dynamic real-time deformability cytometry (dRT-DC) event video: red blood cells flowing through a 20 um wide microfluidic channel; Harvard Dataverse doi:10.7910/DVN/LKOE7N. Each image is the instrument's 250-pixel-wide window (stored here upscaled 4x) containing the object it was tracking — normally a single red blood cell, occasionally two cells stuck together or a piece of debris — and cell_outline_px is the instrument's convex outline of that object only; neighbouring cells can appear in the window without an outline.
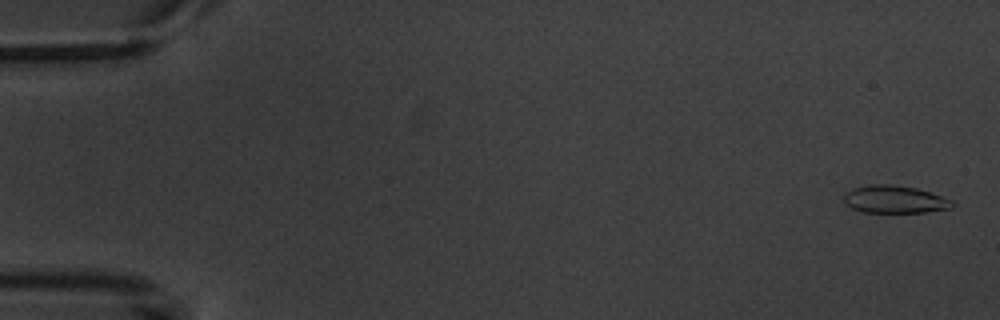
{"species": "common noctule bat (a hibernating species)", "species_latin": "Nyctalus noctula", "temperature_condition": "warm", "stored_images_in_passage": 7, "camera_frame_rate_fps": 3000, "um_per_image_px": 0.085, "animal": {"sex": "male", "body_mass_g": 20.1, "forearm_length_mm": 53.5}, "frame": {"image": 1, "passage_image": 1, "time_ms": 0.0, "image_size_px": [1000, 320], "cell_outline_px": [[956, 204], [952, 208], [924, 212], [860, 212], [852, 208], [844, 200], [844, 192], [852, 188], [868, 184], [892, 184], [916, 188], [952, 200]], "centroid_in_image_um": [76.02, 16.94], "position_along_channel_um": 9.0, "area_um2": 17.46}}
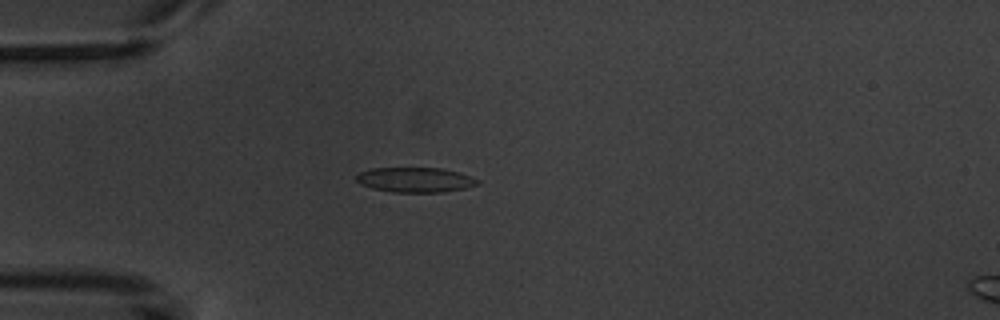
{"frame": {"image": 2, "passage_image": 5, "time_ms": 4.667, "image_size_px": [1000, 320], "cell_outline_px": [[480, 184], [464, 188], [444, 192], [392, 192], [372, 188], [360, 184], [356, 180], [356, 176], [360, 172], [372, 168], [440, 168], [460, 172], [480, 180]], "centroid_in_image_um": [35.31, 15.28], "position_along_channel_um": 49.7, "area_um2": 17.63}}